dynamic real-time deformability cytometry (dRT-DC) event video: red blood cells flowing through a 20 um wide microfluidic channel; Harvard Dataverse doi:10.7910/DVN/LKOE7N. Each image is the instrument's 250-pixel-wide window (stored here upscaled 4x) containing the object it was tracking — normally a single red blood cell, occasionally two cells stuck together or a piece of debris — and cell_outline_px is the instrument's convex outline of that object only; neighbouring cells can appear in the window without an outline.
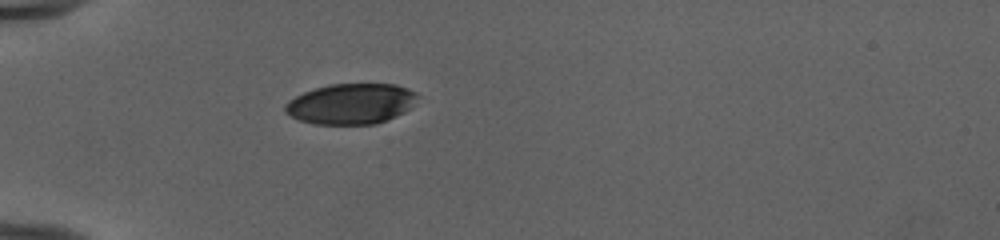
{"species": "human", "species_latin": "Homo sapiens", "temperature_condition": "cold", "stored_images_in_passage": 36, "camera_frame_rate_fps": 3000, "um_per_image_px": 0.085, "donor": {"sex": "female"}, "frame": {"image": 1, "passage_image": 1, "time_ms": 0.0, "image_size_px": [1000, 240], "cell_outline_px": [[416, 96], [412, 108], [396, 116], [376, 124], [316, 124], [300, 120], [284, 112], [284, 104], [288, 100], [304, 92], [316, 88], [332, 84], [396, 84], [408, 88], [416, 92]], "centroid_in_image_um": [29.84, 8.82], "position_along_channel_um": 55.2, "area_um2": 31.21}}
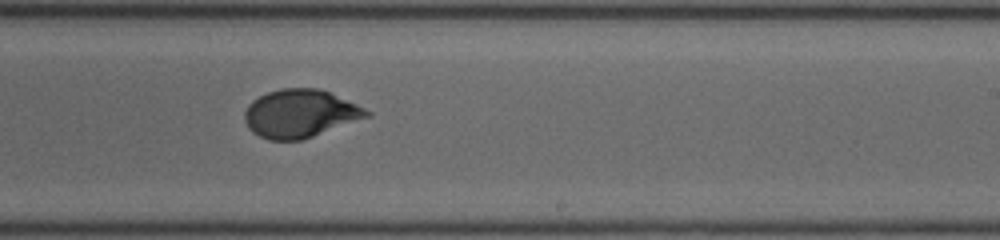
{"frame": {"image": 2, "passage_image": 18, "time_ms": 5.667, "image_size_px": [1000, 240], "cell_outline_px": [[372, 116], [300, 140], [268, 140], [252, 132], [248, 128], [244, 120], [244, 112], [248, 104], [252, 100], [268, 92], [280, 88], [320, 88], [356, 104], [372, 112]], "centroid_in_image_um": [25.5, 9.65], "position_along_channel_um": 263.5, "area_um2": 34.16}}
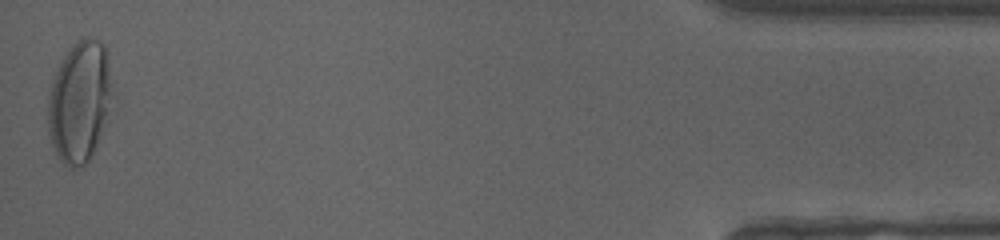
{"frame": {"image": 3, "passage_image": 36, "time_ms": 11.667, "image_size_px": [1000, 240], "cell_outline_px": [[112, 92], [104, 120], [100, 132], [92, 152], [88, 160], [84, 164], [76, 168], [68, 168], [56, 156], [48, 132], [48, 96], [52, 80], [64, 56], [72, 44], [76, 40], [84, 36], [92, 36], [100, 40], [104, 44], [112, 88]], "centroid_in_image_um": [6.72, 8.6], "position_along_channel_um": 428.5, "area_um2": 44.8}, "authors_computed_cell_mechanics": {"area_um2": 34.2465, "velocity_mm_per_s": 4.0037, "shape_relaxation_time_tau1_ms": 5.0992, "shape_relaxation_time_tau2_ms": null, "deformation_change_tau1": 0.203, "deformation_change_tau2": null}}